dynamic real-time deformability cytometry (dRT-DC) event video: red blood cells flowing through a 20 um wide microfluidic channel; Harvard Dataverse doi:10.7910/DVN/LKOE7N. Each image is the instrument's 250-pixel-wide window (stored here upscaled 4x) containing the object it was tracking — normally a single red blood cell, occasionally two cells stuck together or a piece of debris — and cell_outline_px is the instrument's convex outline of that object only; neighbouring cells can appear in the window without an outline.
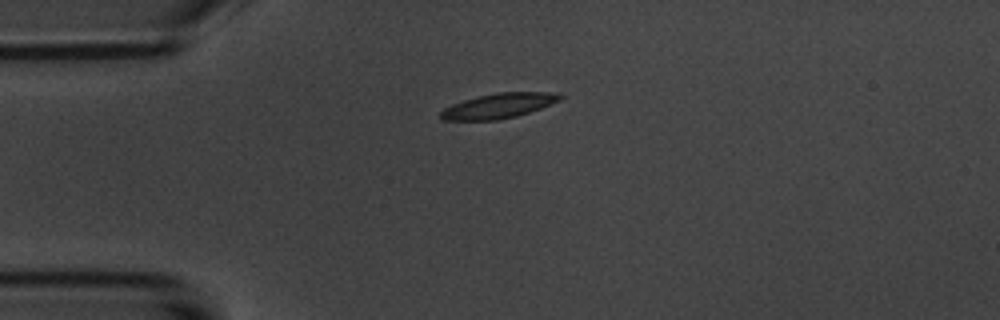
{"species": "common noctule bat (a hibernating species)", "species_latin": "Nyctalus noctula", "temperature_condition": "room temperature", "stored_images_in_passage": 4, "camera_frame_rate_fps": 3000, "um_per_image_px": 0.085, "animal": {"sex": "male", "body_mass_g": 20.1, "forearm_length_mm": 53.5}, "frame": {"image": 1, "passage_image": 1, "time_ms": 0.0, "image_size_px": [1000, 320], "cell_outline_px": [[564, 96], [560, 100], [540, 108], [516, 116], [496, 120], [444, 120], [440, 116], [440, 112], [444, 108], [452, 104], [476, 96], [496, 92], [560, 92]], "centroid_in_image_um": [42.4, 8.97], "position_along_channel_um": 42.6, "area_um2": 17.34}}
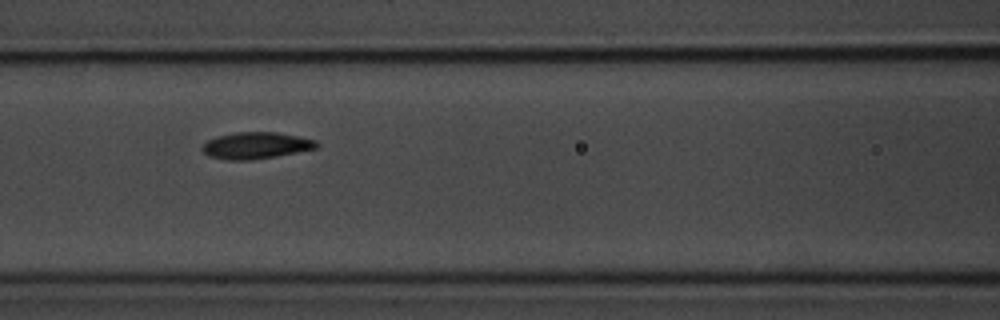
{"frame": {"image": 2, "passage_image": 4, "time_ms": 3.333, "image_size_px": [1000, 320], "cell_outline_px": [[320, 144], [316, 148], [276, 156], [248, 160], [228, 160], [208, 156], [200, 148], [208, 140], [216, 136], [236, 132], [276, 132], [300, 136], [316, 140]], "centroid_in_image_um": [21.75, 12.36], "position_along_channel_um": 144.8, "area_um2": 17.74}}